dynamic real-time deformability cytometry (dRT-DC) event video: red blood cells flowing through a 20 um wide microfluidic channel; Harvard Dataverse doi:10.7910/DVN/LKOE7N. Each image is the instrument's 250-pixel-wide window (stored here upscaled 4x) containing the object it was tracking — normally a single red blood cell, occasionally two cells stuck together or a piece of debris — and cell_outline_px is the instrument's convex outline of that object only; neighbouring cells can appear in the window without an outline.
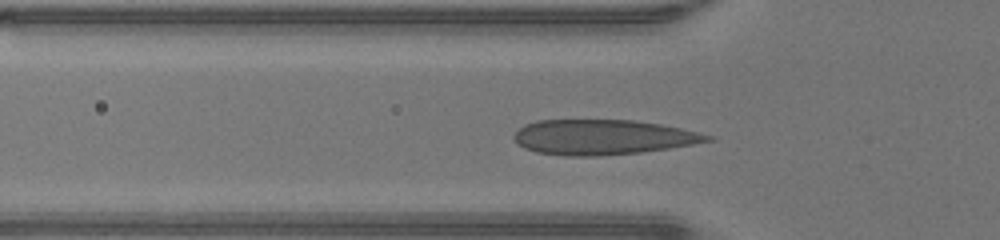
{"species": "human", "species_latin": "Homo sapiens", "temperature_condition": "warm", "stored_images_in_passage": 33, "camera_frame_rate_fps": 3000, "um_per_image_px": 0.085, "donor": {"sex": "male"}, "frame": {"image": 1, "passage_image": 6, "time_ms": 1.667, "image_size_px": [1000, 240], "cell_outline_px": [[716, 140], [668, 148], [640, 152], [596, 156], [564, 156], [536, 152], [524, 148], [512, 136], [524, 124], [536, 120], [632, 120], [660, 124], [680, 128], [712, 136]], "centroid_in_image_um": [51.21, 11.66], "position_along_channel_um": 74.6, "area_um2": 39.3}}
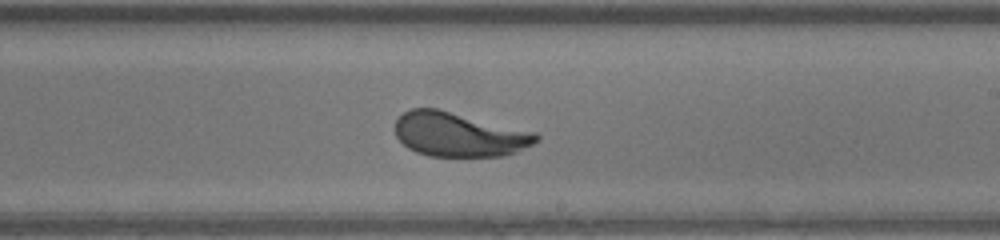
{"frame": {"image": 2, "passage_image": 18, "time_ms": 5.667, "image_size_px": [1000, 240], "cell_outline_px": [[540, 140], [516, 152], [504, 156], [428, 156], [416, 152], [408, 148], [396, 136], [396, 120], [404, 112], [412, 108], [436, 108], [536, 132], [540, 136]], "centroid_in_image_um": [39.03, 11.43], "position_along_channel_um": 250.0, "area_um2": 36.3}}
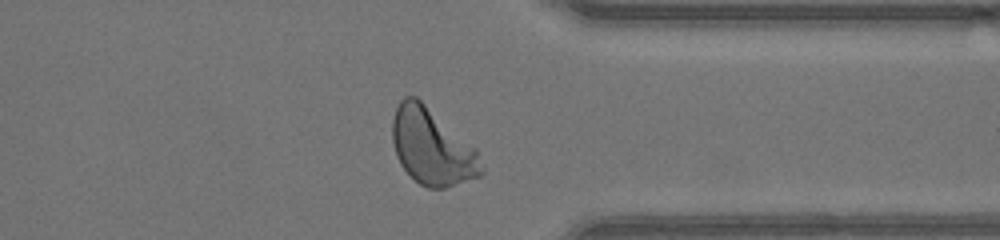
{"frame": {"image": 3, "passage_image": 27, "time_ms": 8.667, "image_size_px": [1000, 240], "cell_outline_px": [[484, 172], [480, 176], [444, 188], [428, 188], [420, 184], [400, 164], [396, 156], [392, 140], [392, 120], [396, 108], [400, 100], [404, 96], [416, 96], [476, 148], [484, 168]], "centroid_in_image_um": [36.72, 12.48], "position_along_channel_um": 374.7, "area_um2": 39.42}, "authors_computed_cell_mechanics": {"area_um2": 37.281, "velocity_mm_per_s": 4.3509, "shape_relaxation_time_tau1_ms": 2.7908, "shape_relaxation_time_tau2_ms": null, "deformation_change_tau1": 0.1704, "deformation_change_tau2": null}}